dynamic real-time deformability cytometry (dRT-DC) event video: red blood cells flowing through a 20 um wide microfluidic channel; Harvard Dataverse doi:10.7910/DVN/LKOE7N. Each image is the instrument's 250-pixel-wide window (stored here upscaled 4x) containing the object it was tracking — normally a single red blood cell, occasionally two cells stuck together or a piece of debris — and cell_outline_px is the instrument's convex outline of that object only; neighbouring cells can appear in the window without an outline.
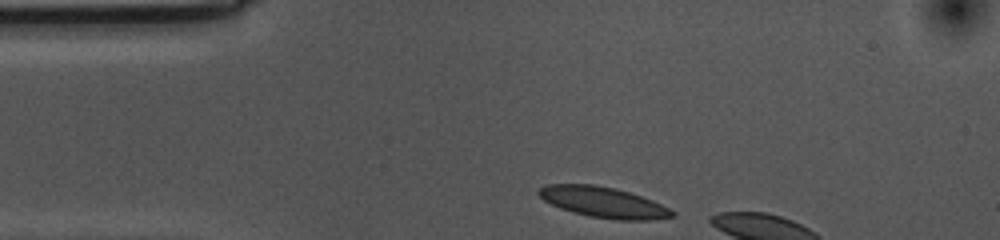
{"species": "common noctule bat (a hibernating species)", "species_latin": "Nyctalus noctula", "temperature_condition": "cold", "stored_images_in_passage": 4, "camera_frame_rate_fps": 3000, "um_per_image_px": 0.085, "animal": {"sex": "female", "body_mass_g": 10.0, "forearm_length_mm": 53.1}, "frame": {"image": 1, "passage_image": 1, "time_ms": 0.0, "image_size_px": [1000, 240], "cell_outline_px": [[676, 216], [652, 220], [616, 220], [588, 216], [560, 208], [544, 200], [536, 192], [544, 184], [596, 184], [616, 188], [652, 200], [676, 212]], "centroid_in_image_um": [51.29, 17.19], "position_along_channel_um": 33.7, "area_um2": 23.87}}